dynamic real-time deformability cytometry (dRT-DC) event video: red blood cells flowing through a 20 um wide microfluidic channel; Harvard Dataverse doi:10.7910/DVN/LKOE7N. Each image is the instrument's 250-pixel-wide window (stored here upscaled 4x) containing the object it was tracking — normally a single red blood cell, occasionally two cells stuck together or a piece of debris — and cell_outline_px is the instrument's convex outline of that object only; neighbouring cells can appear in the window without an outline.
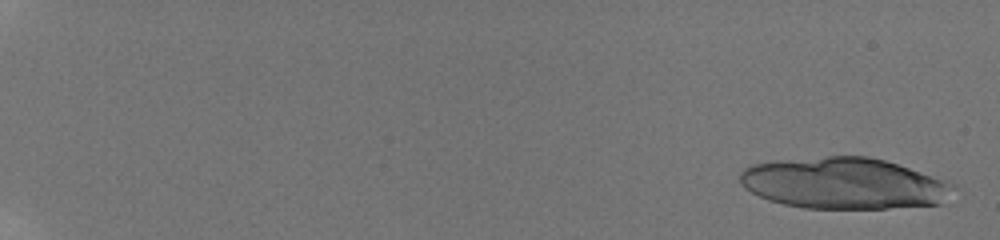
{"species": "human", "species_latin": "Homo sapiens", "temperature_condition": "room temperature", "stored_images_in_passage": 27, "camera_frame_rate_fps": 3000, "um_per_image_px": 0.085, "donor": {"sex": "male"}, "frame": {"image": 1, "passage_image": 2, "time_ms": 0.333, "image_size_px": [1000, 240], "cell_outline_px": [[956, 188], [944, 204], [888, 208], [804, 208], [784, 204], [768, 200], [744, 188], [740, 180], [740, 172], [744, 168], [752, 164], [776, 160], [828, 156], [868, 156], [884, 160], [956, 184]], "centroid_in_image_um": [71.74, 15.59], "position_along_channel_um": 13.3, "area_um2": 63.87}}